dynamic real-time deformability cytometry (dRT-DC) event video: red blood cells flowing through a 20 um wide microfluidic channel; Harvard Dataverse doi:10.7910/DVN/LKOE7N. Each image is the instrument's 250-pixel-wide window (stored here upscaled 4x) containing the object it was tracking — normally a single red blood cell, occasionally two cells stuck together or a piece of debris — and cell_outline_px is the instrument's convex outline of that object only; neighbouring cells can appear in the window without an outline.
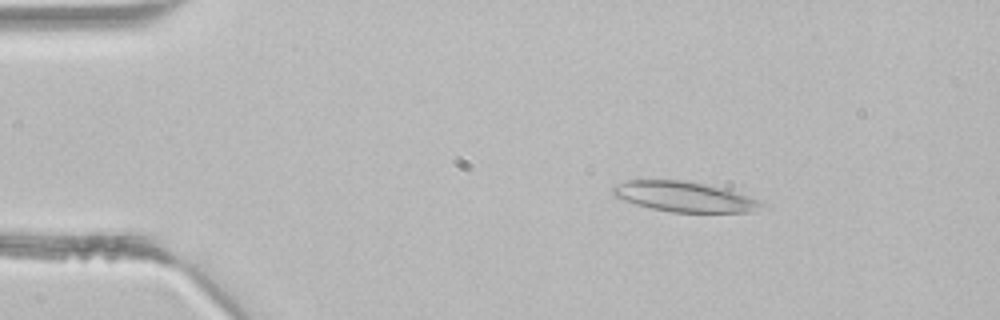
{"species": "common noctule bat (a hibernating species)", "species_latin": "Nyctalus noctula", "temperature_condition": "room temperature", "stored_images_in_passage": 4, "camera_frame_rate_fps": 3000, "um_per_image_px": 0.085, "animal": {"sex": "male", "body_mass_g": 21.5, "forearm_length_mm": 52.0}, "frame": {"image": 1, "passage_image": 2, "time_ms": 0.333, "image_size_px": [1000, 320], "cell_outline_px": [[768, 208], [752, 212], [672, 212], [652, 208], [636, 204], [612, 196], [612, 188], [616, 184], [628, 180], [684, 180], [724, 188], [764, 200], [768, 204]], "centroid_in_image_um": [58.29, 16.73], "position_along_channel_um": 26.7, "area_um2": 26.59}}